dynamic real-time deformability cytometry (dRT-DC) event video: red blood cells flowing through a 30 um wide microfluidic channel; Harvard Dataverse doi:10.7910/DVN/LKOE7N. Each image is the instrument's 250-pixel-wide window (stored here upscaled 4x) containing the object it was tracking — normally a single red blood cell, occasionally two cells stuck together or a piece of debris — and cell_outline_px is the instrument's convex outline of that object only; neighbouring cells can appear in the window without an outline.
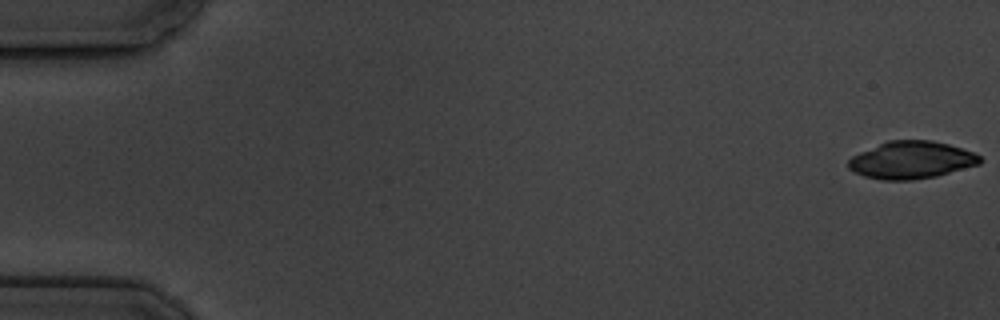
{"species": "common noctule bat (a hibernating species)", "species_latin": "Nyctalus noctula", "temperature_condition": "cold", "stored_images_in_passage": 6, "camera_frame_rate_fps": 3000, "um_per_image_px": 0.085, "animal": {"sex": "male", "body_mass_g": 19.5, "forearm_length_mm": 54.6}, "frame": {"image": 1, "passage_image": 1, "time_ms": 0.0, "image_size_px": [1000, 320], "cell_outline_px": [[984, 160], [980, 164], [936, 176], [912, 180], [884, 180], [864, 176], [848, 168], [848, 160], [852, 156], [860, 152], [888, 140], [932, 140], [948, 144], [972, 152], [980, 156]], "centroid_in_image_um": [77.47, 13.6], "position_along_channel_um": 7.5, "area_um2": 28.55}}